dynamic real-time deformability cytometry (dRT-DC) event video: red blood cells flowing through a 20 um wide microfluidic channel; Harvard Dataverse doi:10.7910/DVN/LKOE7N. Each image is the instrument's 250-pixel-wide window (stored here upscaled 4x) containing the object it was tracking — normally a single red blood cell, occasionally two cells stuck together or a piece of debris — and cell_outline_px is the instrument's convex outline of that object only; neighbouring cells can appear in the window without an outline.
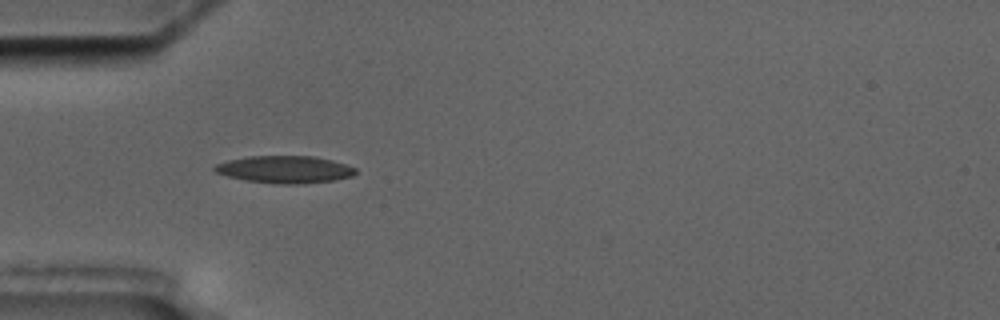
{"species": "common noctule bat (a hibernating species)", "species_latin": "Nyctalus noctula", "temperature_condition": "cold", "stored_images_in_passage": 6, "camera_frame_rate_fps": 3000, "um_per_image_px": 0.085, "animal": {"sex": "male", "body_mass_g": 17.5, "forearm_length_mm": 52.3}, "frame": {"image": 1, "passage_image": 5, "time_ms": 4.667, "image_size_px": [1000, 320], "cell_outline_px": [[356, 172], [352, 176], [336, 180], [300, 184], [280, 184], [244, 180], [228, 176], [216, 172], [212, 168], [216, 164], [228, 160], [248, 156], [316, 156], [332, 160], [356, 168]], "centroid_in_image_um": [24.21, 14.4], "position_along_channel_um": 60.8, "area_um2": 22.43}}